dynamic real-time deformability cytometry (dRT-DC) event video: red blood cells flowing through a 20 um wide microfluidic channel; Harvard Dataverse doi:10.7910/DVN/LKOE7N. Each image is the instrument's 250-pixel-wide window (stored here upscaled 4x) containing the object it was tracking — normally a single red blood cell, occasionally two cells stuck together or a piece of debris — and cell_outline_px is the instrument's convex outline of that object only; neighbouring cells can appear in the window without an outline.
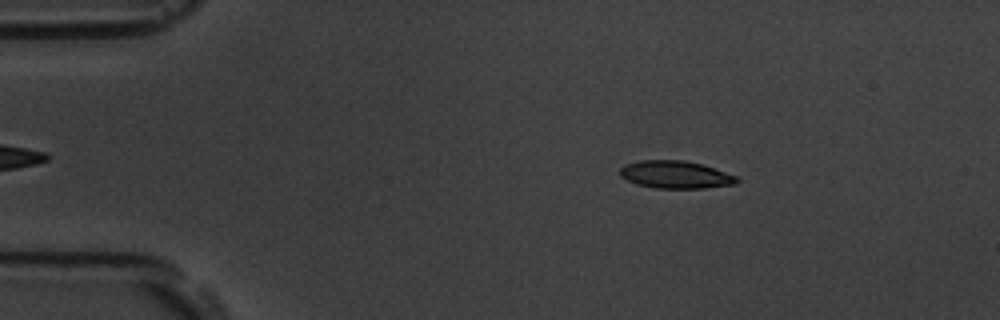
{"species": "common noctule bat (a hibernating species)", "species_latin": "Nyctalus noctula", "temperature_condition": "room temperature", "stored_images_in_passage": 54, "camera_frame_rate_fps": 3000, "um_per_image_px": 0.085, "animal": {"sex": "male", "body_mass_g": 19.5, "forearm_length_mm": 54.6}, "frame": {"image": 1, "passage_image": 9, "time_ms": 2.667, "image_size_px": [1000, 320], "cell_outline_px": [[740, 180], [736, 184], [704, 188], [656, 188], [636, 184], [620, 176], [620, 168], [624, 164], [640, 160], [684, 160], [704, 164], [736, 176]], "centroid_in_image_um": [57.42, 14.84], "position_along_channel_um": 27.6, "area_um2": 18.9}}
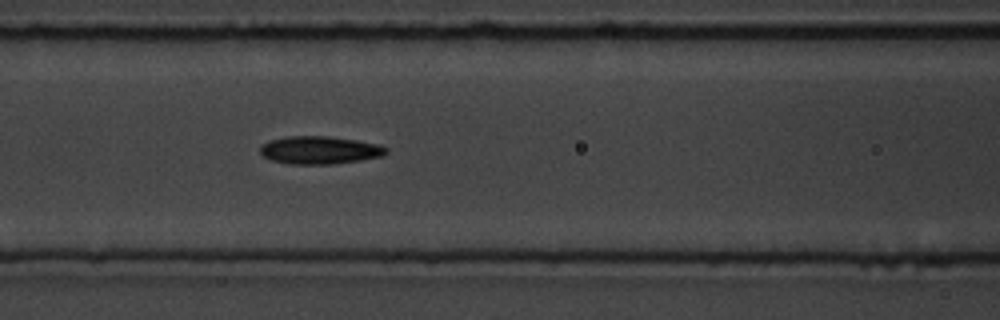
{"frame": {"image": 2, "passage_image": 23, "time_ms": 7.333, "image_size_px": [1000, 320], "cell_outline_px": [[388, 152], [384, 156], [360, 160], [332, 164], [288, 164], [272, 160], [264, 156], [260, 152], [260, 144], [268, 140], [288, 136], [328, 136], [356, 140], [380, 144], [388, 148]], "centroid_in_image_um": [27.18, 12.75], "position_along_channel_um": 139.4, "area_um2": 20.63}}
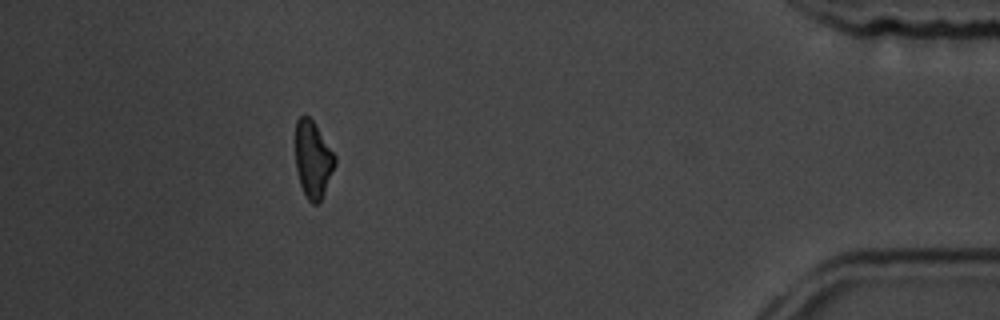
{"frame": {"image": 3, "passage_image": 49, "time_ms": 16.0, "image_size_px": [1000, 320], "cell_outline_px": [[336, 164], [320, 204], [312, 204], [308, 200], [300, 184], [296, 168], [296, 120], [300, 116], [308, 116], [312, 120], [336, 156]], "centroid_in_image_um": [26.61, 13.59], "position_along_channel_um": 408.6, "area_um2": 17.63}, "authors_computed_cell_mechanics": {"area_um2": 19.0162, "velocity_mm_per_s": 3.7314, "shape_relaxation_time_tau1_ms": 4.0178, "shape_relaxation_time_tau2_ms": 9.1031, "deformation_change_tau1": 0.1282, "deformation_change_tau2": 0.1746}}